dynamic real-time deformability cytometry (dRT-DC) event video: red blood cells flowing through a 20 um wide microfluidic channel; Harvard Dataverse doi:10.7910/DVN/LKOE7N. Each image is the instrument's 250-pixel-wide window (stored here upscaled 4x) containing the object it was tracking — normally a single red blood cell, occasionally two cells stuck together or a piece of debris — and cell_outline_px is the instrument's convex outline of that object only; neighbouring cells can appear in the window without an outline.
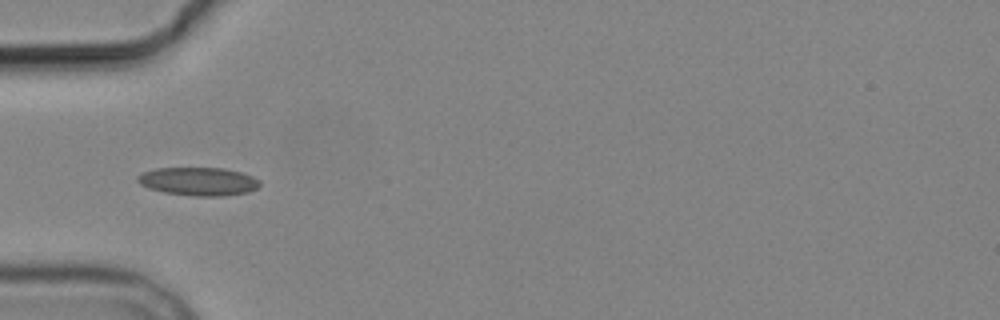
{"species": "common noctule bat (a hibernating species)", "species_latin": "Nyctalus noctula", "temperature_condition": "cold", "stored_images_in_passage": 7, "camera_frame_rate_fps": 3000, "um_per_image_px": 0.085, "animal": {"sex": "male", "body_mass_g": 19.2, "forearm_length_mm": 51.8}, "frame": {"image": 1, "passage_image": 5, "time_ms": 4.667, "image_size_px": [1000, 320], "cell_outline_px": [[260, 184], [256, 188], [248, 192], [220, 196], [196, 196], [164, 192], [140, 184], [136, 180], [136, 176], [144, 172], [156, 168], [224, 168], [240, 172], [252, 176], [260, 180]], "centroid_in_image_um": [16.87, 15.41], "position_along_channel_um": 68.1, "area_um2": 19.94}}
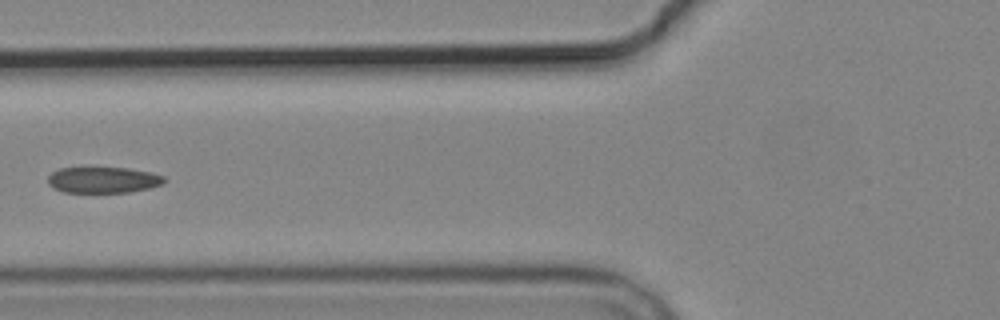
{"frame": {"image": 2, "passage_image": 6, "time_ms": 6.0, "image_size_px": [1000, 320], "cell_outline_px": [[168, 180], [164, 184], [152, 188], [128, 192], [64, 192], [52, 188], [48, 184], [48, 176], [52, 172], [60, 168], [128, 168], [152, 172], [164, 176]], "centroid_in_image_um": [8.82, 15.3], "position_along_channel_um": 117.0, "area_um2": 17.86}}
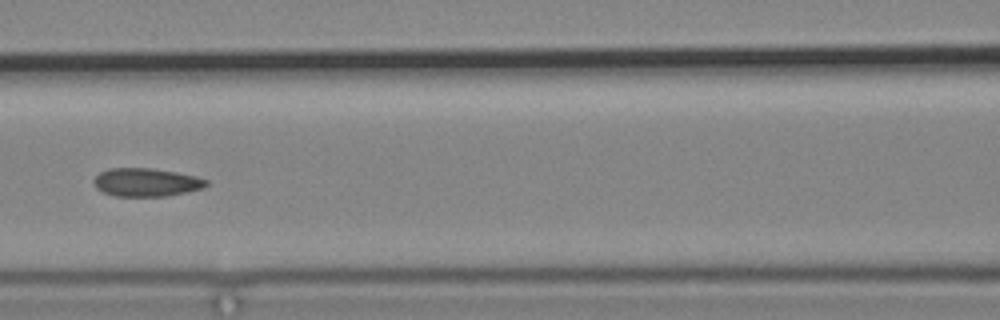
{"frame": {"image": 3, "passage_image": 7, "time_ms": 7.0, "image_size_px": [1000, 320], "cell_outline_px": [[208, 184], [204, 188], [164, 196], [116, 196], [104, 192], [96, 188], [92, 180], [100, 172], [108, 168], [152, 168], [176, 172], [196, 176], [208, 180]], "centroid_in_image_um": [12.42, 15.48], "position_along_channel_um": 154.2, "area_um2": 18.5}}